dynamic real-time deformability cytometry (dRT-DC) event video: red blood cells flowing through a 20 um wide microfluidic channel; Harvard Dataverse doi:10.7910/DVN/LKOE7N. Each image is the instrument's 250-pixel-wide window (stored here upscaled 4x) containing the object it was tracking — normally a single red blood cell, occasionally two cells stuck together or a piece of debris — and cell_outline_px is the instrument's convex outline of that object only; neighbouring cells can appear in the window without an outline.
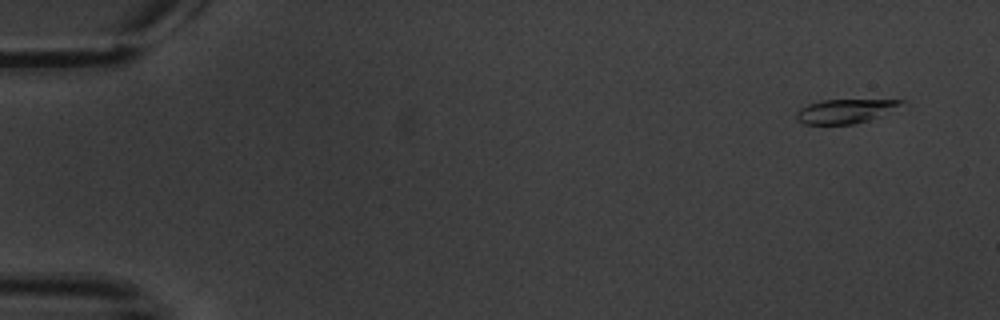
{"species": "common noctule bat (a hibernating species)", "species_latin": "Nyctalus noctula", "temperature_condition": "warm", "stored_images_in_passage": 6, "camera_frame_rate_fps": 3000, "um_per_image_px": 0.085, "animal": {"sex": "male", "body_mass_g": 20.1, "forearm_length_mm": 53.5}, "frame": {"image": 1, "passage_image": 1, "time_ms": 0.0, "image_size_px": [1000, 320], "cell_outline_px": [[904, 100], [900, 104], [868, 120], [856, 124], [804, 124], [796, 120], [796, 112], [800, 108], [808, 104], [820, 100]], "centroid_in_image_um": [71.68, 9.45], "position_along_channel_um": 13.3, "area_um2": 14.22}}